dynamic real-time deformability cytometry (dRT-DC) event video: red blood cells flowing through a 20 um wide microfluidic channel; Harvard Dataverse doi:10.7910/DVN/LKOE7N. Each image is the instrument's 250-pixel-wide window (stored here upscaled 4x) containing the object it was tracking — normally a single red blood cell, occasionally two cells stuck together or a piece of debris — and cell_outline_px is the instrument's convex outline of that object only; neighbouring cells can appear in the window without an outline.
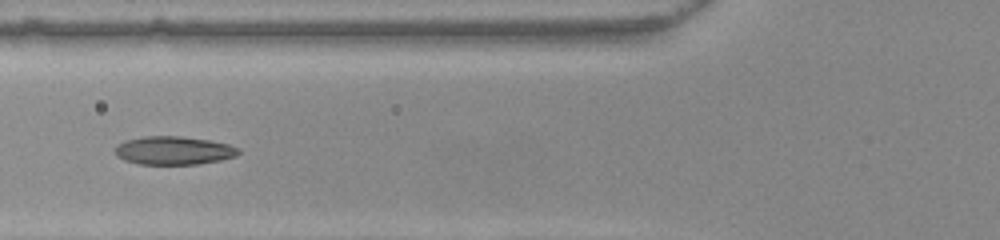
{"species": "common noctule bat (a hibernating species)", "species_latin": "Nyctalus noctula", "temperature_condition": "warm", "stored_images_in_passage": 19, "camera_frame_rate_fps": 3000, "um_per_image_px": 0.085, "animal": {"sex": "female", "body_mass_g": 22.0, "forearm_length_mm": 56.7}, "frame": {"image": 1, "passage_image": 9, "time_ms": 2.667, "image_size_px": [1000, 240], "cell_outline_px": [[240, 152], [236, 156], [220, 160], [200, 164], [140, 164], [124, 160], [116, 156], [116, 148], [120, 144], [128, 140], [144, 136], [180, 136], [208, 140], [228, 144], [240, 148]], "centroid_in_image_um": [14.8, 12.8], "position_along_channel_um": 111.0, "area_um2": 20.23}}